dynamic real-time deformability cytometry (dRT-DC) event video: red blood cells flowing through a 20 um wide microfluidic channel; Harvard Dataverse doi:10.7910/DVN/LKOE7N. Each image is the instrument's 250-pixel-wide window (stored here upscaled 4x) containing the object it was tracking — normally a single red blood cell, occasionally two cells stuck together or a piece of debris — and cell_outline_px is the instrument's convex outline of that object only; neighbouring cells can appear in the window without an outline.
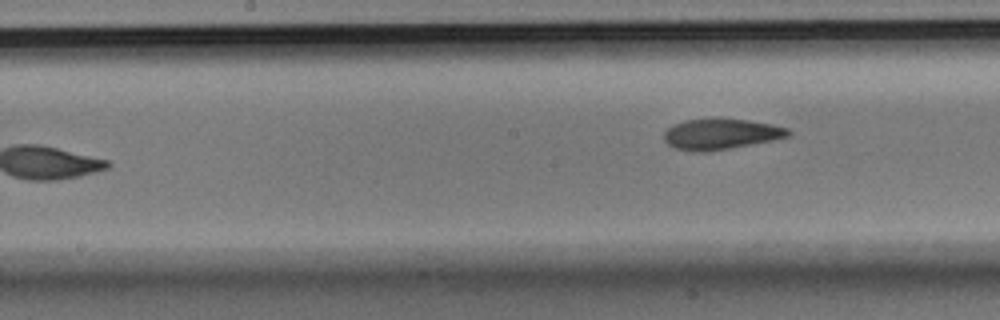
{"species": "Egyptian fruit bat (a non-hibernating species)", "species_latin": "Rousettus aegyptiacus", "temperature_condition": "room temperature", "stored_images_in_passage": 8, "camera_frame_rate_fps": 3000, "um_per_image_px": 0.085, "animal": {"sex": "male"}, "frame": {"image": 1, "passage_image": 8, "time_ms": 2.333, "image_size_px": [1000, 320], "cell_outline_px": [[792, 132], [788, 136], [772, 140], [728, 148], [704, 152], [692, 152], [676, 148], [668, 144], [664, 140], [664, 132], [672, 124], [684, 120], [716, 116], [720, 116], [772, 124], [788, 128]], "centroid_in_image_um": [61.23, 11.35], "position_along_channel_um": 187.0, "area_um2": 22.66}}